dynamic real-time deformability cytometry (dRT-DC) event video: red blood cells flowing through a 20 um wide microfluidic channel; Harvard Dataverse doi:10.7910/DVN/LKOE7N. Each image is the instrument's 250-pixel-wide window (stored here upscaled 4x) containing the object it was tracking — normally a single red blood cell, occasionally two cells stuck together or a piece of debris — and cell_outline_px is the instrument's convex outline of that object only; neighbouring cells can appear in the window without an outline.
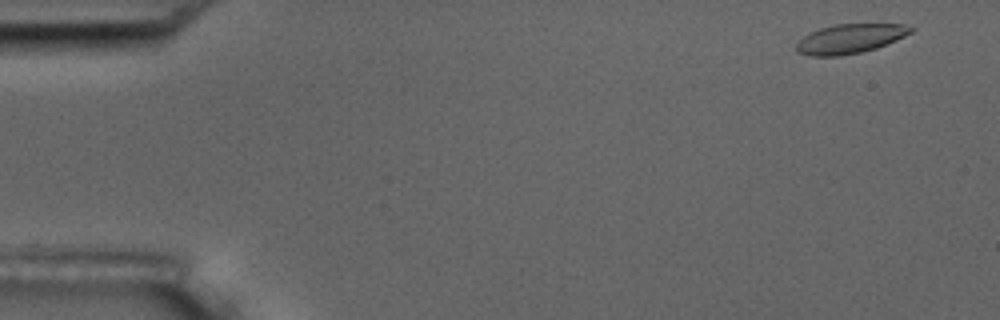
{"species": "common noctule bat (a hibernating species)", "species_latin": "Nyctalus noctula", "temperature_condition": "room temperature", "stored_images_in_passage": 4, "camera_frame_rate_fps": 3000, "um_per_image_px": 0.085, "animal": {"sex": "male", "body_mass_g": 17.5, "forearm_length_mm": 52.3}, "frame": {"image": 1, "passage_image": 1, "time_ms": 0.0, "image_size_px": [1000, 320], "cell_outline_px": [[916, 28], [912, 32], [896, 40], [876, 48], [860, 52], [840, 56], [812, 56], [796, 52], [796, 44], [804, 36], [820, 28], [836, 24], [904, 24]], "centroid_in_image_um": [72.26, 3.29], "position_along_channel_um": 12.7, "area_um2": 19.48}}
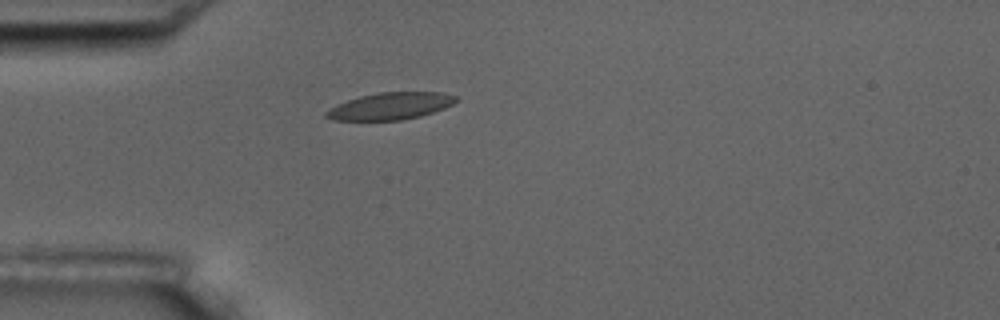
{"frame": {"image": 2, "passage_image": 4, "time_ms": 4.333, "image_size_px": [1000, 320], "cell_outline_px": [[456, 100], [452, 104], [444, 108], [420, 116], [400, 120], [332, 120], [324, 116], [324, 112], [336, 104], [360, 96], [380, 92], [444, 92], [456, 96]], "centroid_in_image_um": [33.15, 9.01], "position_along_channel_um": 51.8, "area_um2": 20.35}}